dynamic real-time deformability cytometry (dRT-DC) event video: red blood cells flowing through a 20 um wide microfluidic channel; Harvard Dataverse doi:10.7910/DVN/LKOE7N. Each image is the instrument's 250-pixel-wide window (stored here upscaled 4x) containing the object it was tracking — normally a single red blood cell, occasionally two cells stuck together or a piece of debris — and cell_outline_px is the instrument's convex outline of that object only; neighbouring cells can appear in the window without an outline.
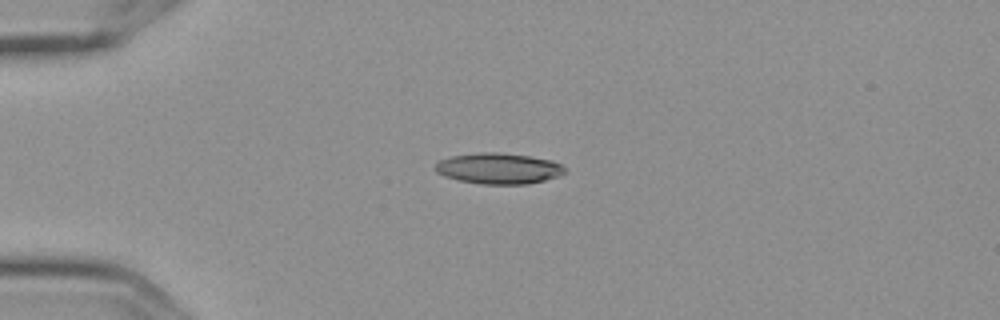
{"species": "Egyptian fruit bat (a non-hibernating species)", "species_latin": "Rousettus aegyptiacus", "temperature_condition": "cold", "stored_images_in_passage": 6, "camera_frame_rate_fps": 3000, "um_per_image_px": 0.085, "frame": {"image": 1, "passage_image": 4, "time_ms": 1.0, "image_size_px": [1000, 320], "cell_outline_px": [[564, 172], [556, 176], [544, 180], [528, 184], [480, 184], [460, 180], [444, 176], [436, 172], [432, 168], [440, 160], [448, 156], [480, 152], [500, 152], [528, 156], [552, 160], [560, 164], [564, 168]], "centroid_in_image_um": [42.31, 14.31], "position_along_channel_um": 42.7, "area_um2": 23.29}}
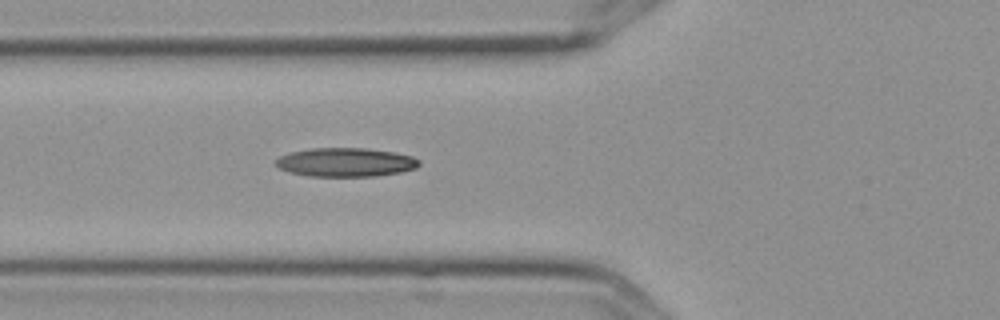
{"frame": {"image": 2, "passage_image": 6, "time_ms": 1.667, "image_size_px": [1000, 320], "cell_outline_px": [[420, 164], [416, 168], [400, 172], [376, 176], [308, 176], [288, 172], [272, 164], [280, 156], [292, 152], [312, 148], [368, 148], [392, 152], [412, 156], [420, 160]], "centroid_in_image_um": [29.37, 13.79], "position_along_channel_um": 96.4, "area_um2": 24.1}}